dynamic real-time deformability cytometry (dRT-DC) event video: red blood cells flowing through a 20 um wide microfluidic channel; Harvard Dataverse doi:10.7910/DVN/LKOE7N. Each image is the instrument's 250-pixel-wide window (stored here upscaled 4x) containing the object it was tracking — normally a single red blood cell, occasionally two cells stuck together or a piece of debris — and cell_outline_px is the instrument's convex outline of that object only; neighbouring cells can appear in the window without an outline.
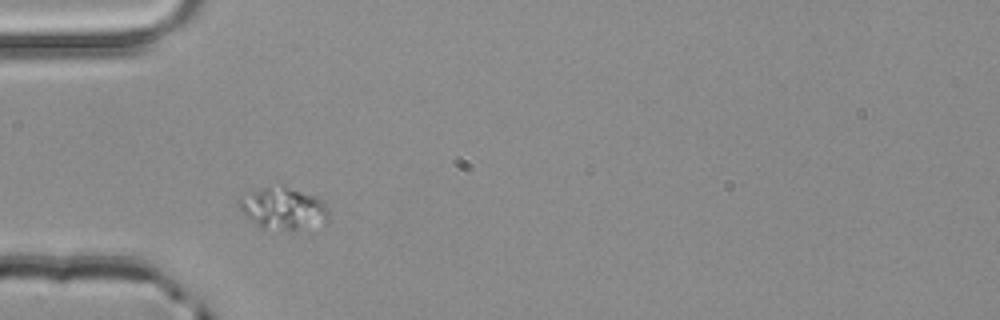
{"species": "common noctule bat (a hibernating species)", "species_latin": "Nyctalus noctula", "temperature_condition": "room temperature", "stored_images_in_passage": 2, "camera_frame_rate_fps": 3000, "um_per_image_px": 0.085, "animal": {"sex": "male", "body_mass_g": 20.4}, "frame": {"image": 1, "passage_image": 1, "time_ms": 0.0, "image_size_px": [1000, 320], "cell_outline_px": [[328, 224], [300, 228], [260, 228], [240, 208], [236, 200], [268, 184], [284, 184], [316, 196], [324, 200], [328, 208]], "centroid_in_image_um": [24.14, 17.65], "position_along_channel_um": 60.9, "area_um2": 22.08}}